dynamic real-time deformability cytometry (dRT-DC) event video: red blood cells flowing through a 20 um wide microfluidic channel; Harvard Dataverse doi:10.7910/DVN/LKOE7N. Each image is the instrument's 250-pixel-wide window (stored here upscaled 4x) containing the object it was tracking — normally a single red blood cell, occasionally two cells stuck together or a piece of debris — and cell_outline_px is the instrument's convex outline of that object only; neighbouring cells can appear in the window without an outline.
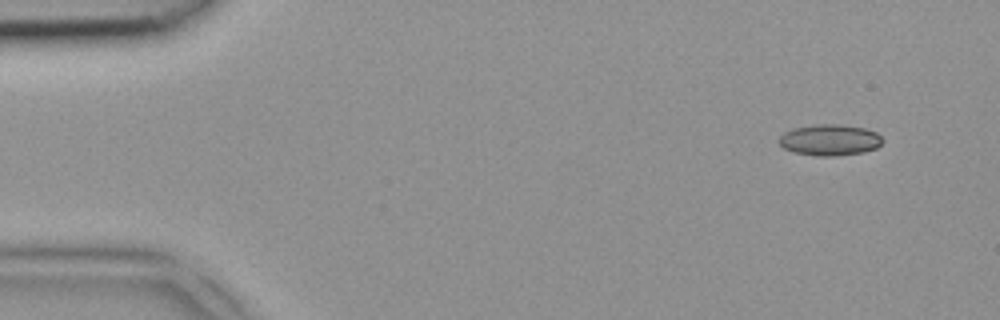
{"species": "common noctule bat (a hibernating species)", "species_latin": "Nyctalus noctula", "temperature_condition": "room temperature", "stored_images_in_passage": 3, "camera_frame_rate_fps": 3000, "um_per_image_px": 0.085, "animal": {"sex": "female", "body_mass_g": 18.4}, "frame": {"image": 1, "passage_image": 1, "time_ms": 0.0, "image_size_px": [1000, 320], "cell_outline_px": [[884, 140], [876, 148], [864, 152], [836, 156], [816, 156], [792, 152], [784, 148], [780, 144], [780, 136], [784, 132], [792, 128], [816, 124], [840, 124], [864, 128], [876, 132]], "centroid_in_image_um": [70.53, 11.9], "position_along_channel_um": 14.5, "area_um2": 18.9}}
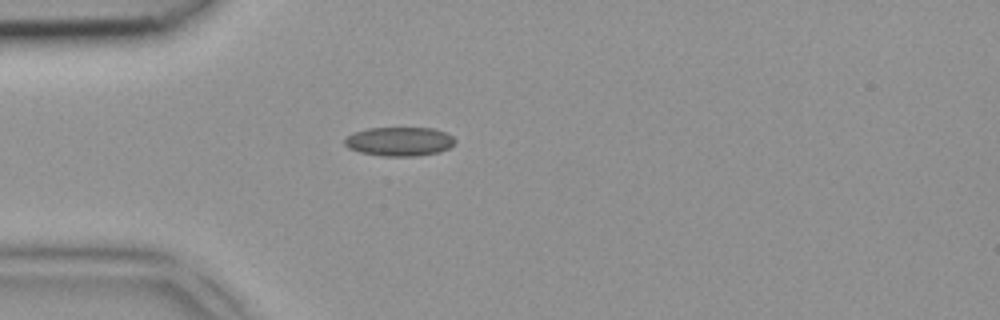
{"frame": {"image": 2, "passage_image": 3, "time_ms": 0.667, "image_size_px": [1000, 320], "cell_outline_px": [[456, 140], [448, 148], [440, 152], [416, 156], [380, 156], [360, 152], [348, 148], [344, 144], [344, 140], [352, 132], [368, 128], [432, 128], [444, 132], [452, 136]], "centroid_in_image_um": [33.92, 12.03], "position_along_channel_um": 51.1, "area_um2": 18.67}}